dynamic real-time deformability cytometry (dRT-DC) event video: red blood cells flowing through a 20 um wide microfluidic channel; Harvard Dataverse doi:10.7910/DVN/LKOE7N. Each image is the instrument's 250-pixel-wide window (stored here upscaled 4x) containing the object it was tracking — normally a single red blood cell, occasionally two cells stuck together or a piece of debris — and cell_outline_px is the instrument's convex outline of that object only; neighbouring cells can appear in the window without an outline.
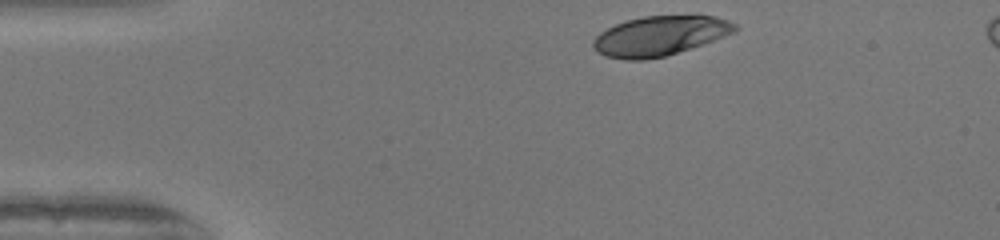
{"species": "human", "species_latin": "Homo sapiens", "temperature_condition": "warm", "stored_images_in_passage": 33, "camera_frame_rate_fps": 3000, "um_per_image_px": 0.085, "donor": {"sex": "female"}, "frame": {"image": 1, "passage_image": 1, "time_ms": 0.0, "image_size_px": [1000, 240], "cell_outline_px": [[736, 32], [664, 56], [644, 60], [624, 60], [604, 56], [592, 48], [592, 40], [600, 32], [616, 24], [628, 20], [644, 16], [716, 16], [728, 20], [736, 24]], "centroid_in_image_um": [56.03, 3.05], "position_along_channel_um": 29.0, "area_um2": 32.37}}
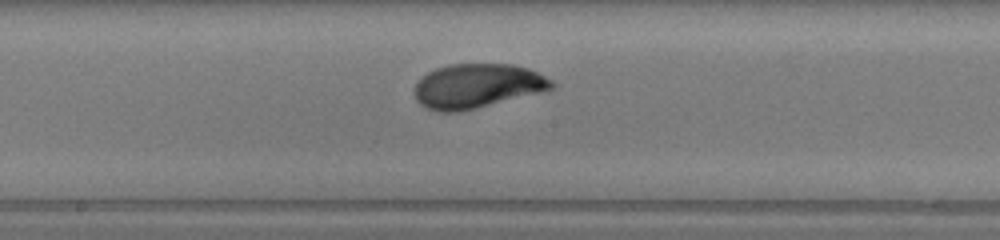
{"frame": {"image": 2, "passage_image": 19, "time_ms": 6.0, "image_size_px": [1000, 240], "cell_outline_px": [[556, 84], [552, 88], [544, 92], [476, 108], [456, 112], [436, 112], [424, 108], [416, 100], [416, 84], [420, 76], [436, 68], [448, 64], [512, 64], [528, 68], [552, 80]], "centroid_in_image_um": [40.55, 7.31], "position_along_channel_um": 207.6, "area_um2": 35.66}}
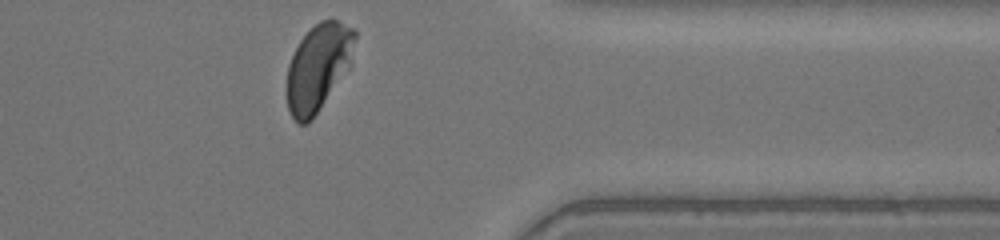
{"frame": {"image": 3, "passage_image": 33, "time_ms": 10.667, "image_size_px": [1000, 240], "cell_outline_px": [[356, 36], [352, 64], [312, 120], [308, 124], [300, 124], [292, 116], [288, 108], [288, 64], [300, 40], [320, 20], [336, 20], [352, 28], [356, 32]], "centroid_in_image_um": [27.08, 5.73], "position_along_channel_um": 384.3, "area_um2": 34.1}, "authors_computed_cell_mechanics": {"area_um2": 34.4488, "velocity_mm_per_s": 4.0652, "shape_relaxation_time_tau1_ms": 3.3092, "shape_relaxation_time_tau2_ms": null, "deformation_change_tau1": 0.175, "deformation_change_tau2": null}}